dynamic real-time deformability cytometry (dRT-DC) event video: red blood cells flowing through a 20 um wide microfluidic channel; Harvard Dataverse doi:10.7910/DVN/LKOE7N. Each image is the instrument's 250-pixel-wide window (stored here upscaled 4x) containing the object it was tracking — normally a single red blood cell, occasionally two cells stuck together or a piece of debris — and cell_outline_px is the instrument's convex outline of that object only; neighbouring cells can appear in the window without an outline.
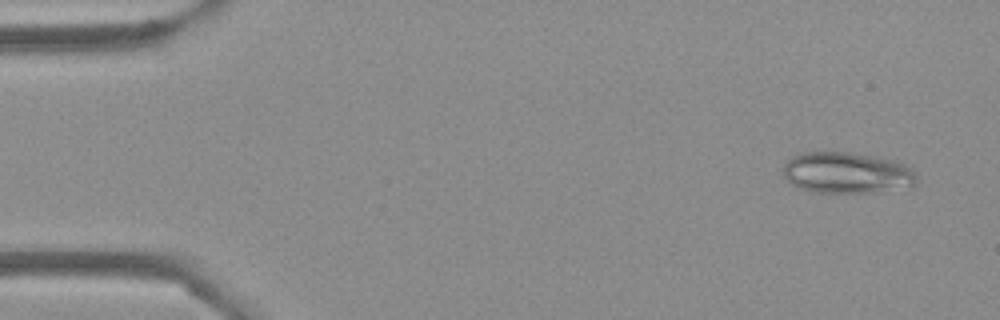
{"species": "Egyptian fruit bat (a non-hibernating species)", "species_latin": "Rousettus aegyptiacus", "temperature_condition": "cold", "stored_images_in_passage": 52, "camera_frame_rate_fps": 3000, "um_per_image_px": 0.085, "frame": {"image": 1, "passage_image": 2, "time_ms": 0.333, "image_size_px": [1000, 320], "cell_outline_px": [[916, 184], [912, 188], [880, 192], [812, 192], [800, 188], [792, 184], [784, 176], [784, 164], [792, 156], [800, 152], [848, 152], [876, 156], [892, 160], [904, 164], [912, 168], [916, 176]], "centroid_in_image_um": [72.02, 14.69], "position_along_channel_um": 13.0, "area_um2": 32.37}}
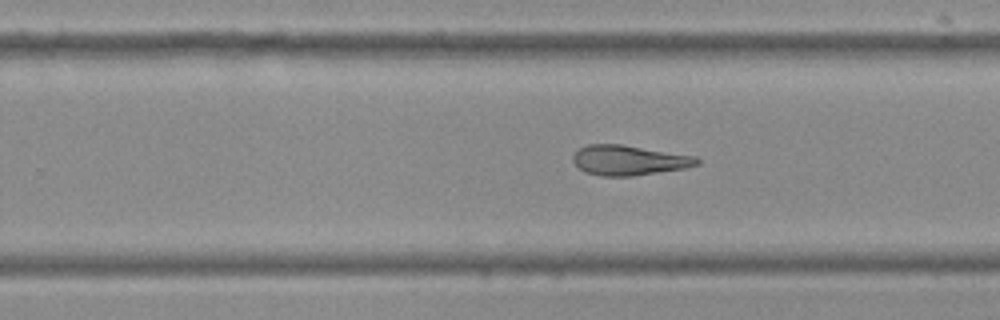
{"frame": {"image": 2, "passage_image": 32, "time_ms": 10.333, "image_size_px": [1000, 320], "cell_outline_px": [[700, 164], [684, 168], [632, 176], [600, 176], [584, 172], [572, 160], [572, 156], [580, 148], [588, 144], [620, 144], [696, 156], [700, 160]], "centroid_in_image_um": [53.45, 13.62], "position_along_channel_um": 276.3, "area_um2": 21.56}}
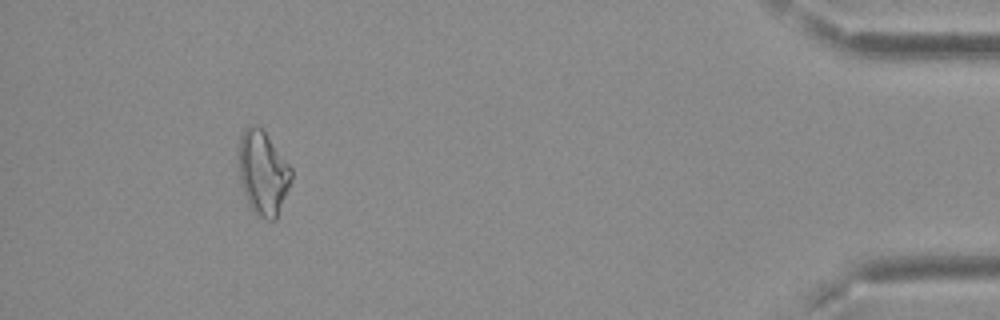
{"frame": {"image": 3, "passage_image": 48, "time_ms": 15.667, "image_size_px": [1000, 320], "cell_outline_px": [[292, 180], [276, 220], [268, 220], [256, 216], [248, 204], [240, 180], [240, 136], [244, 128], [248, 124], [256, 124], [264, 132], [292, 168]], "centroid_in_image_um": [22.36, 14.72], "position_along_channel_um": 412.8, "area_um2": 25.61}, "authors_computed_cell_mechanics": {"area_um2": 23.0911, "velocity_mm_per_s": 3.7497, "shape_relaxation_time_tau1_ms": null, "shape_relaxation_time_tau2_ms": 3.932, "deformation_change_tau1": null, "deformation_change_tau2": 0.1046}}